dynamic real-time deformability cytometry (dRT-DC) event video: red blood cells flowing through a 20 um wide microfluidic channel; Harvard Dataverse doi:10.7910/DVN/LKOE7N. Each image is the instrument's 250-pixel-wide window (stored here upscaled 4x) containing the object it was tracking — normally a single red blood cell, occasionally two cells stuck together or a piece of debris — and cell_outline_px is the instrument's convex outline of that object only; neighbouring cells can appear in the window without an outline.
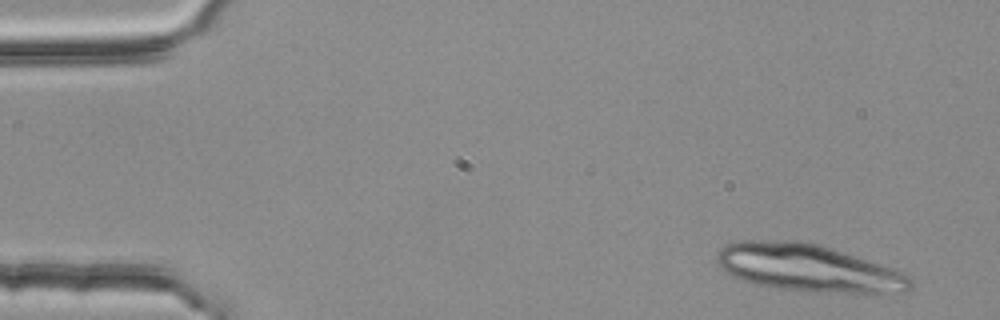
{"species": "common noctule bat (a hibernating species)", "species_latin": "Nyctalus noctula", "temperature_condition": "room temperature", "stored_images_in_passage": 6, "segment_of_instrument_passage": [1, 2], "camera_frame_rate_fps": 3000, "um_per_image_px": 0.085, "animal": {"sex": "female", "body_mass_g": 25.1}, "frame": {"image": 1, "passage_image": 1, "time_ms": 0.0, "image_size_px": [1000, 320], "cell_outline_px": [[912, 288], [908, 292], [812, 292], [780, 288], [756, 284], [732, 276], [724, 272], [720, 268], [716, 260], [716, 256], [720, 248], [724, 244], [744, 240], [800, 240], [832, 248], [892, 268], [912, 276]], "centroid_in_image_um": [68.66, 22.76], "position_along_channel_um": 16.3, "area_um2": 53.35}}